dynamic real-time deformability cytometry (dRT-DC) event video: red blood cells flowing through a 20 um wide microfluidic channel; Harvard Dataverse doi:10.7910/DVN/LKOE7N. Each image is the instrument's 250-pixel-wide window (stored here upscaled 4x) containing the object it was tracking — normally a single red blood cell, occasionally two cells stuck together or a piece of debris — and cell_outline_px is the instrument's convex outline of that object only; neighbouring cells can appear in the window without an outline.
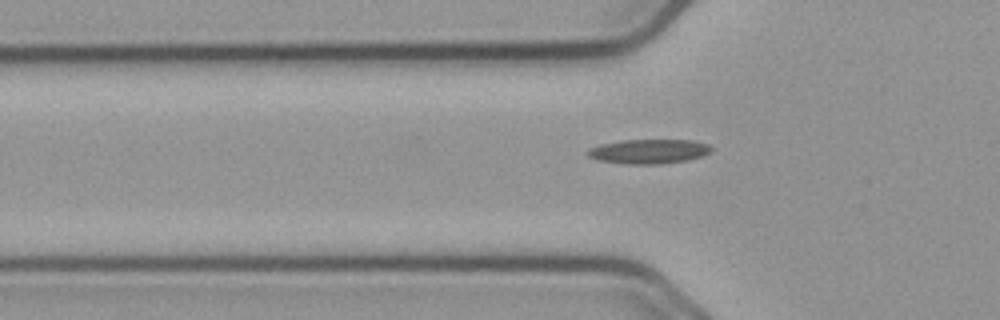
{"species": "common noctule bat (a hibernating species)", "species_latin": "Nyctalus noctula", "temperature_condition": "cold", "stored_images_in_passage": 40, "camera_frame_rate_fps": 3000, "um_per_image_px": 0.085, "animal": {"sex": "male", "body_mass_g": 23.1, "forearm_length_mm": 52.7}, "frame": {"image": 1, "passage_image": 2, "time_ms": 0.333, "image_size_px": [1000, 320], "cell_outline_px": [[712, 152], [704, 156], [688, 160], [660, 164], [628, 164], [596, 160], [588, 156], [584, 152], [588, 148], [600, 144], [620, 140], [692, 140], [708, 144], [712, 148]], "centroid_in_image_um": [55.13, 12.87], "position_along_channel_um": 70.7, "area_um2": 17.92}}
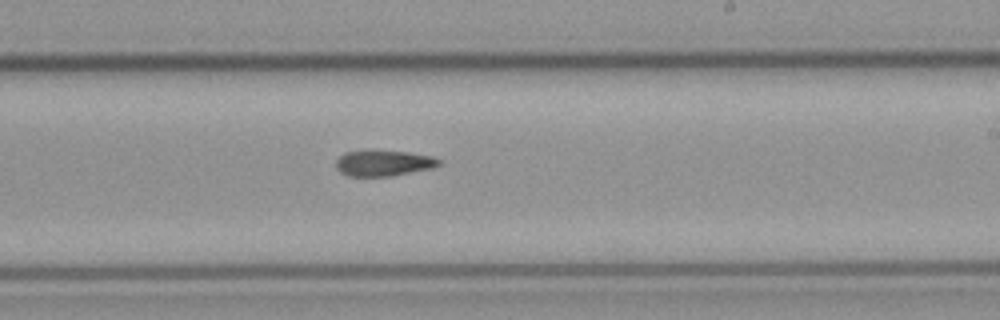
{"frame": {"image": 2, "passage_image": 17, "time_ms": 5.333, "image_size_px": [1000, 320], "cell_outline_px": [[440, 164], [432, 168], [392, 176], [348, 176], [340, 172], [336, 168], [336, 160], [344, 152], [372, 148], [408, 152], [432, 156], [440, 160]], "centroid_in_image_um": [32.56, 13.83], "position_along_channel_um": 256.4, "area_um2": 16.01}}
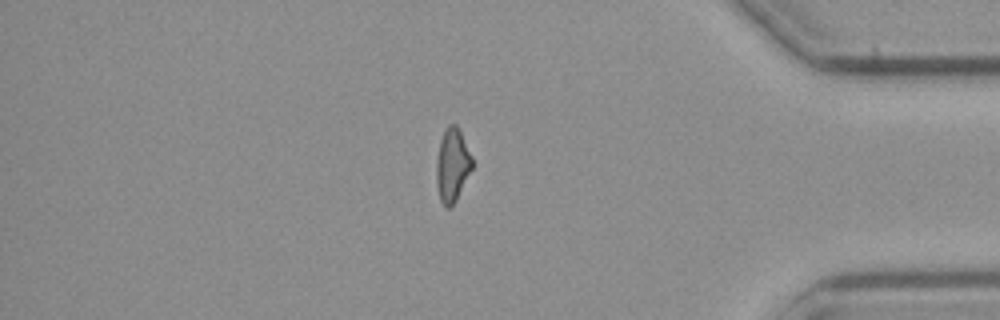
{"frame": {"image": 3, "passage_image": 31, "time_ms": 10.0, "image_size_px": [1000, 320], "cell_outline_px": [[472, 168], [456, 200], [448, 208], [444, 208], [440, 200], [436, 180], [436, 160], [440, 140], [448, 124], [456, 124], [472, 156]], "centroid_in_image_um": [38.43, 14.04], "position_along_channel_um": 396.8, "area_um2": 15.14}}